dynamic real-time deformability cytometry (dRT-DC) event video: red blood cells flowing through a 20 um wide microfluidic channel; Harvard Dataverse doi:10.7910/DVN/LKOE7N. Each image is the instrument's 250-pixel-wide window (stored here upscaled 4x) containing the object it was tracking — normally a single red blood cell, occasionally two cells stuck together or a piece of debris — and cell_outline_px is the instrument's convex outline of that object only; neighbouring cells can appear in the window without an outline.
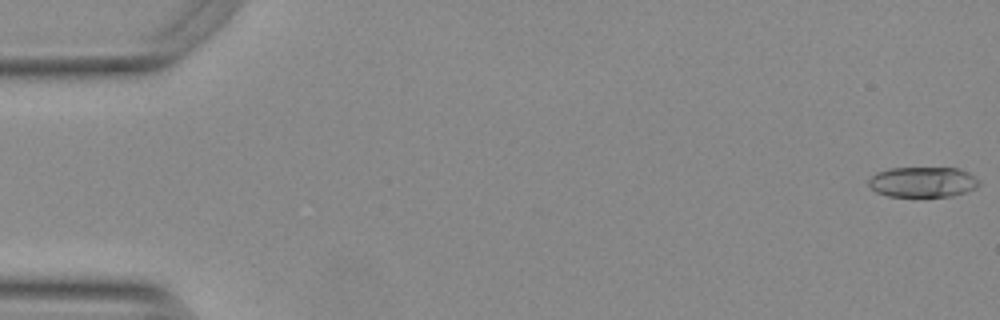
{"species": "Egyptian fruit bat (a non-hibernating species)", "species_latin": "Rousettus aegyptiacus", "temperature_condition": "warm", "stored_images_in_passage": 19, "camera_frame_rate_fps": 3000, "um_per_image_px": 0.085, "animal": {"sex": "female"}, "frame": {"image": 1, "passage_image": 1, "time_ms": 0.0, "image_size_px": [1000, 320], "cell_outline_px": [[980, 184], [964, 192], [952, 196], [888, 196], [876, 192], [868, 184], [868, 180], [876, 172], [892, 168], [956, 168], [968, 172], [980, 180]], "centroid_in_image_um": [78.42, 15.46], "position_along_channel_um": 6.6, "area_um2": 19.36}}
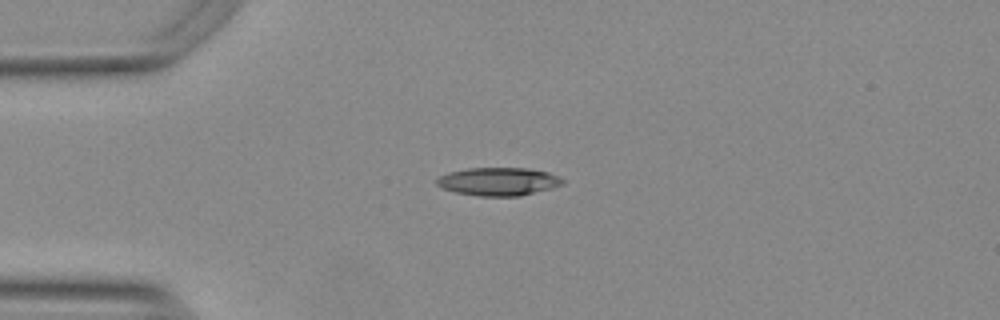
{"frame": {"image": 2, "passage_image": 14, "time_ms": 4.333, "image_size_px": [1000, 320], "cell_outline_px": [[564, 184], [552, 188], [520, 196], [480, 196], [456, 192], [444, 188], [436, 184], [436, 180], [440, 176], [448, 172], [468, 168], [528, 168], [548, 172], [564, 180]], "centroid_in_image_um": [42.38, 15.43], "position_along_channel_um": 42.6, "area_um2": 20.52}}